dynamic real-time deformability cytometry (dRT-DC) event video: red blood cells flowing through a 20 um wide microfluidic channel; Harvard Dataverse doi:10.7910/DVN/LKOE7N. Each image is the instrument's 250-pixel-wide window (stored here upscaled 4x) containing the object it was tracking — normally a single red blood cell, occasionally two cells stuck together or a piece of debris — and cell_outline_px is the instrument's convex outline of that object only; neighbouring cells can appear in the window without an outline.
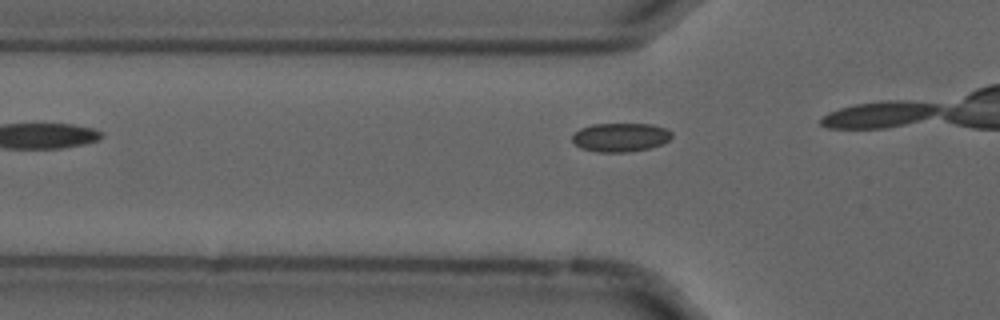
{"species": "common noctule bat (a hibernating species)", "species_latin": "Nyctalus noctula", "temperature_condition": "cold", "stored_images_in_passage": 6, "camera_frame_rate_fps": 3000, "um_per_image_px": 0.085, "animal": {"sex": "male", "forearm_length_mm": 52.5}, "frame": {"image": 1, "passage_image": 3, "time_ms": 0.667, "image_size_px": [1000, 320], "cell_outline_px": [[672, 136], [668, 140], [660, 144], [648, 148], [628, 152], [596, 152], [580, 148], [572, 140], [572, 136], [580, 128], [592, 124], [652, 124], [664, 128], [672, 132]], "centroid_in_image_um": [52.71, 11.67], "position_along_channel_um": 73.1, "area_um2": 16.59}}